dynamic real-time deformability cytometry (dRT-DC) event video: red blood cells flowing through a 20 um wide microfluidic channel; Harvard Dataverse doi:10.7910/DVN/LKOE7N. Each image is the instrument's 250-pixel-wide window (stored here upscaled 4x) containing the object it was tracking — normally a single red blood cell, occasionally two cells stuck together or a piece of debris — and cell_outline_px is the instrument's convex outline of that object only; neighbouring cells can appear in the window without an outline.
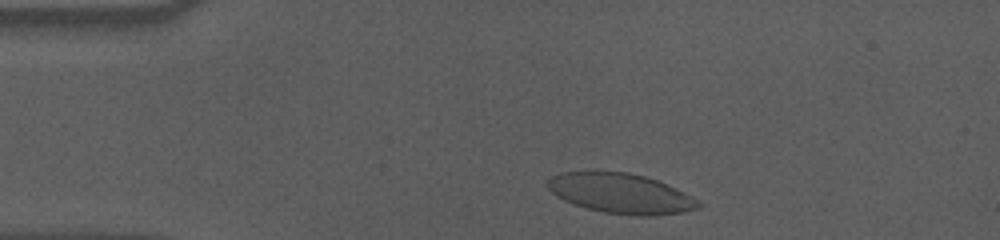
{"species": "human", "species_latin": "Homo sapiens", "temperature_condition": "cold", "stored_images_in_passage": 39, "camera_frame_rate_fps": 3000, "um_per_image_px": 0.085, "donor": {"sex": "male"}, "frame": {"image": 1, "passage_image": 3, "time_ms": 0.667, "image_size_px": [1000, 240], "cell_outline_px": [[704, 204], [700, 208], [684, 212], [652, 216], [636, 216], [604, 212], [572, 204], [556, 196], [548, 188], [548, 180], [552, 176], [560, 172], [628, 172], [644, 176], [656, 180], [700, 200]], "centroid_in_image_um": [52.79, 16.46], "position_along_channel_um": 32.2, "area_um2": 34.97}}
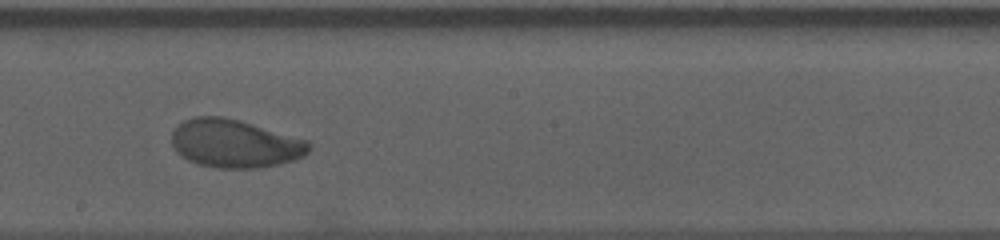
{"frame": {"image": 2, "passage_image": 24, "time_ms": 7.667, "image_size_px": [1000, 240], "cell_outline_px": [[312, 148], [304, 156], [280, 164], [260, 168], [216, 168], [196, 164], [180, 156], [176, 152], [172, 144], [172, 132], [184, 120], [192, 116], [224, 116], [240, 120], [308, 140], [312, 144]], "centroid_in_image_um": [19.97, 12.2], "position_along_channel_um": 228.2, "area_um2": 38.96}}
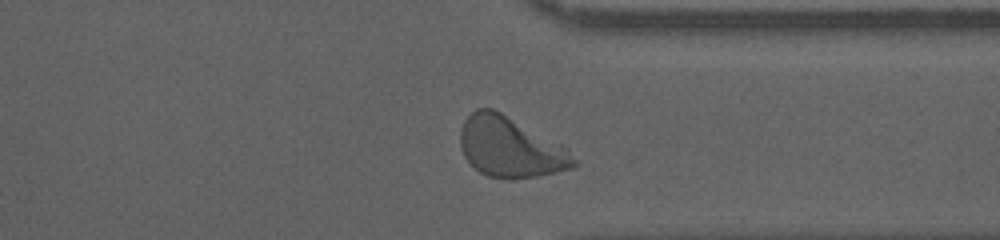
{"frame": {"image": 3, "passage_image": 36, "time_ms": 11.667, "image_size_px": [1000, 240], "cell_outline_px": [[576, 164], [572, 168], [556, 172], [536, 176], [512, 180], [488, 176], [480, 172], [464, 156], [460, 144], [460, 128], [464, 120], [476, 108], [492, 108], [500, 112], [560, 144], [576, 160]], "centroid_in_image_um": [43.33, 12.52], "position_along_channel_um": 368.1, "area_um2": 39.3}, "authors_computed_cell_mechanics": {"area_um2": 38.0324, "velocity_mm_per_s": 3.5114, "shape_relaxation_time_tau1_ms": 3.4556, "shape_relaxation_time_tau2_ms": 1.0448, "deformation_change_tau1": 0.1458, "deformation_change_tau2": 0.05}}